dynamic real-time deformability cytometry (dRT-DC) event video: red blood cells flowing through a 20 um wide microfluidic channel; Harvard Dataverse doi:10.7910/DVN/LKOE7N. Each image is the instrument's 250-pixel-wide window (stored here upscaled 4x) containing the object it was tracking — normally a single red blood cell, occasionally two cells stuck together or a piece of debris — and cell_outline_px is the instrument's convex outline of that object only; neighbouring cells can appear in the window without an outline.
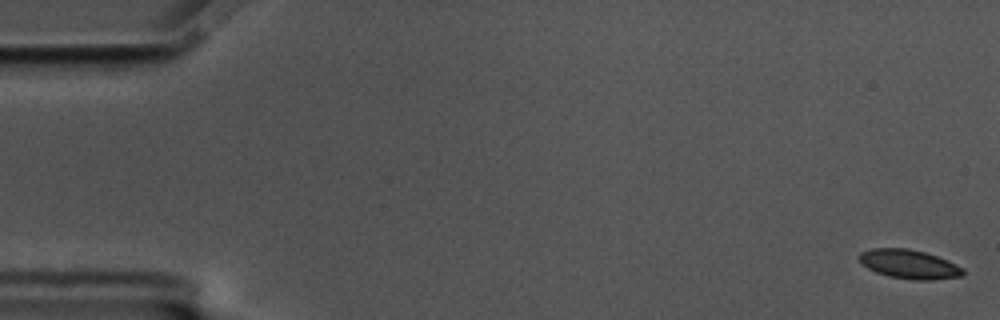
{"species": "common noctule bat (a hibernating species)", "species_latin": "Nyctalus noctula", "temperature_condition": "cold", "stored_images_in_passage": 59, "camera_frame_rate_fps": 3000, "um_per_image_px": 0.085, "animal": {"sex": "male", "body_mass_g": 17.5, "forearm_length_mm": 52.3}, "frame": {"image": 1, "passage_image": 1, "time_ms": 0.0, "image_size_px": [1000, 320], "cell_outline_px": [[964, 276], [932, 280], [912, 280], [888, 276], [876, 272], [868, 268], [860, 260], [860, 252], [872, 248], [908, 248], [924, 252], [948, 260], [964, 268]], "centroid_in_image_um": [77.32, 22.46], "position_along_channel_um": 7.7, "area_um2": 17.57}}
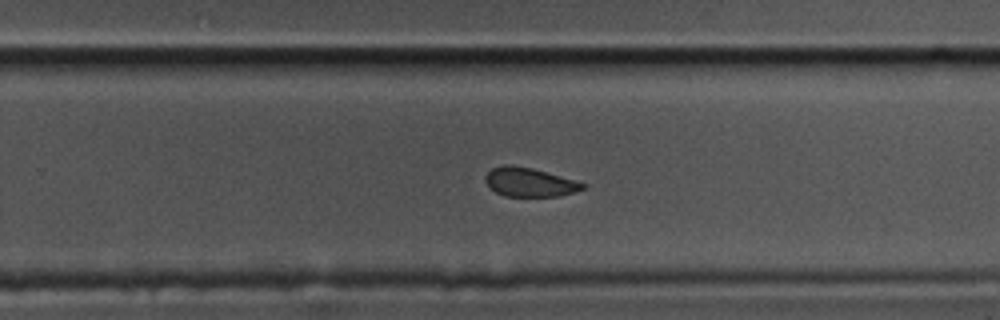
{"frame": {"image": 2, "passage_image": 37, "time_ms": 12.0, "image_size_px": [1000, 320], "cell_outline_px": [[588, 184], [584, 188], [560, 196], [504, 196], [496, 192], [484, 180], [484, 176], [492, 168], [504, 164], [512, 164], [532, 168]], "centroid_in_image_um": [44.98, 15.47], "position_along_channel_um": 284.8, "area_um2": 16.3}}
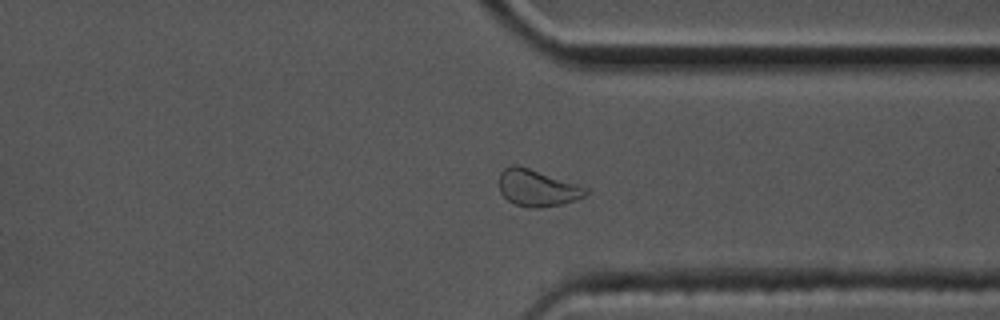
{"frame": {"image": 3, "passage_image": 44, "time_ms": 14.333, "image_size_px": [1000, 320], "cell_outline_px": [[588, 192], [584, 196], [576, 200], [560, 204], [536, 208], [516, 204], [508, 200], [500, 192], [500, 172], [504, 168], [512, 164], [516, 164], [588, 188]], "centroid_in_image_um": [45.65, 15.97], "position_along_channel_um": 365.8, "area_um2": 18.09}, "authors_computed_cell_mechanics": {"area_um2": 17.7446, "velocity_mm_per_s": 3.4641, "shape_relaxation_time_tau1_ms": 5.1606, "shape_relaxation_time_tau2_ms": 1.6952, "deformation_change_tau1": 0.1075, "deformation_change_tau2": 0.0554}}